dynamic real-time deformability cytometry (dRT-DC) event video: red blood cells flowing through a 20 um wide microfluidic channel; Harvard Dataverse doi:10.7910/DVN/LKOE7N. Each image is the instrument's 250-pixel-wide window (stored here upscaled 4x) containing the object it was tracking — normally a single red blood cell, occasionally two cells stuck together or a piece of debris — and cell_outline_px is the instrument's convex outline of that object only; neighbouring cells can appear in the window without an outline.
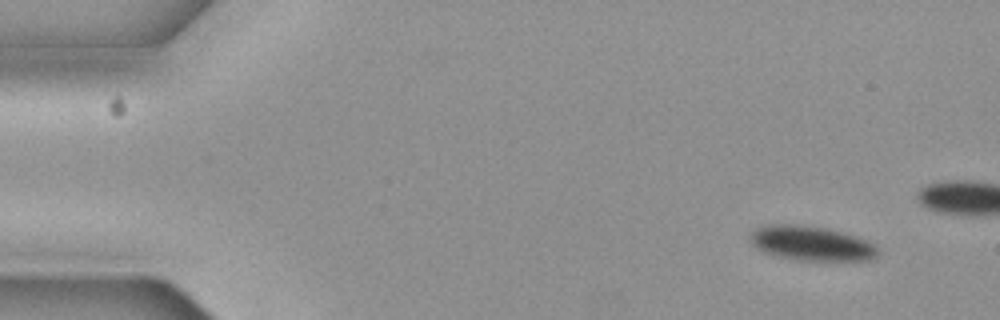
{"species": "common noctule bat (a hibernating species)", "species_latin": "Nyctalus noctula", "temperature_condition": "cold", "stored_images_in_passage": 5, "camera_frame_rate_fps": 3000, "um_per_image_px": 0.085, "animal": {"sex": "female", "body_mass_g": 19.3, "forearm_length_mm": 54.1}, "frame": {"image": 1, "passage_image": 1, "time_ms": 0.0, "image_size_px": [1000, 320], "cell_outline_px": [[880, 252], [872, 260], [796, 260], [776, 256], [760, 252], [748, 240], [748, 236], [756, 228], [768, 224], [792, 224], [824, 228], [840, 232], [864, 240], [872, 244]], "centroid_in_image_um": [68.86, 20.7], "position_along_channel_um": 16.1, "area_um2": 25.61}}